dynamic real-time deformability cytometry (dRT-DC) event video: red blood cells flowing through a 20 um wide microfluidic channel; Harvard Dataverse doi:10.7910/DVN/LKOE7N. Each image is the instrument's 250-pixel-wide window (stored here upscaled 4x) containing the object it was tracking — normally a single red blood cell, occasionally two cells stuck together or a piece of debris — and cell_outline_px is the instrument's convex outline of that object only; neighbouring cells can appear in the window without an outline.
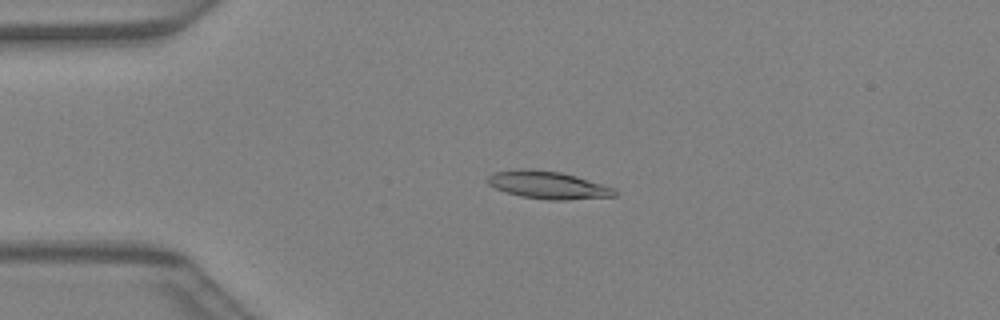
{"species": "Egyptian fruit bat (a non-hibernating species)", "species_latin": "Rousettus aegyptiacus", "temperature_condition": "warm", "stored_images_in_passage": 41, "camera_frame_rate_fps": 3000, "um_per_image_px": 0.085, "animal": {"sex": "female"}, "frame": {"image": 1, "passage_image": 10, "time_ms": 3.0, "image_size_px": [1000, 320], "cell_outline_px": [[616, 196], [568, 200], [548, 200], [520, 196], [504, 192], [488, 184], [488, 176], [496, 172], [524, 168], [528, 168], [560, 172], [576, 176], [616, 188]], "centroid_in_image_um": [46.6, 15.73], "position_along_channel_um": 38.4, "area_um2": 20.46}}
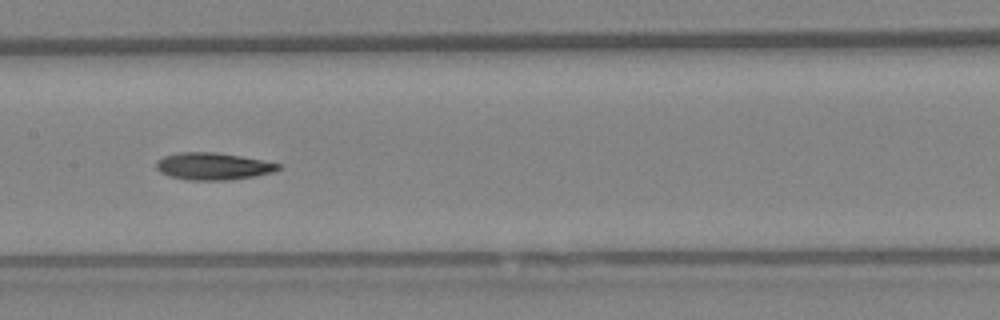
{"frame": {"image": 2, "passage_image": 21, "time_ms": 6.667, "image_size_px": [1000, 320], "cell_outline_px": [[280, 168], [272, 172], [232, 180], [188, 180], [168, 176], [160, 172], [156, 168], [156, 160], [164, 156], [180, 152], [216, 152], [240, 156], [280, 164]], "centroid_in_image_um": [18.04, 14.13], "position_along_channel_um": 189.4, "area_um2": 19.19}}
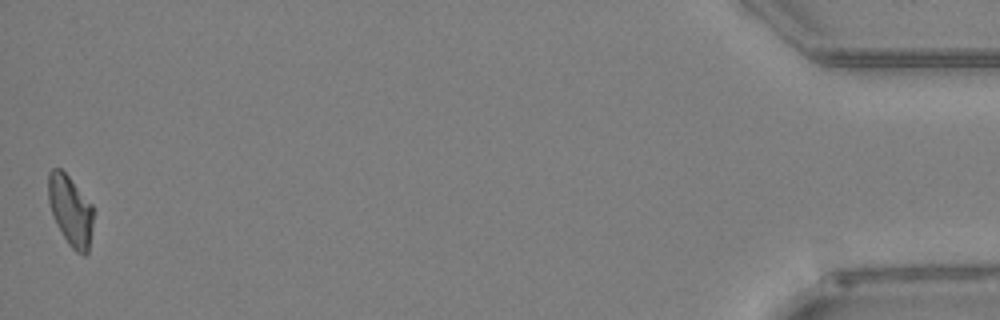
{"frame": {"image": 3, "passage_image": 41, "time_ms": 13.333, "image_size_px": [1000, 320], "cell_outline_px": [[92, 224], [88, 252], [84, 256], [76, 252], [68, 244], [56, 224], [52, 216], [48, 200], [48, 172], [52, 168], [60, 168], [68, 176], [92, 204]], "centroid_in_image_um": [5.96, 17.9], "position_along_channel_um": 429.2, "area_um2": 18.38}}